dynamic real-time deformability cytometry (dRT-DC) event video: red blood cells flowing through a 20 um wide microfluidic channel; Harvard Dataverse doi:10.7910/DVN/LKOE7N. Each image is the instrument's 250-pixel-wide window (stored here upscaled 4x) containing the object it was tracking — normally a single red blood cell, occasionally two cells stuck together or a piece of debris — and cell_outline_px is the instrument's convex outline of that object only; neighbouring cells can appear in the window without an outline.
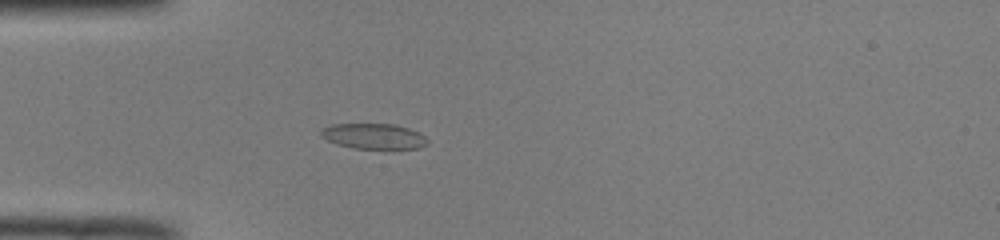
{"species": "common noctule bat (a hibernating species)", "species_latin": "Nyctalus noctula", "temperature_condition": "room temperature", "stored_images_in_passage": 52, "camera_frame_rate_fps": 3000, "um_per_image_px": 0.085, "animal": {"sex": "male", "body_mass_g": 19.0, "forearm_length_mm": 50.8}, "frame": {"image": 1, "passage_image": 16, "time_ms": 5.0, "image_size_px": [1000, 240], "cell_outline_px": [[428, 144], [420, 148], [352, 148], [336, 144], [320, 136], [320, 132], [324, 128], [332, 124], [396, 124], [408, 128], [424, 136], [428, 140]], "centroid_in_image_um": [31.76, 11.58], "position_along_channel_um": 53.2, "area_um2": 15.66}}
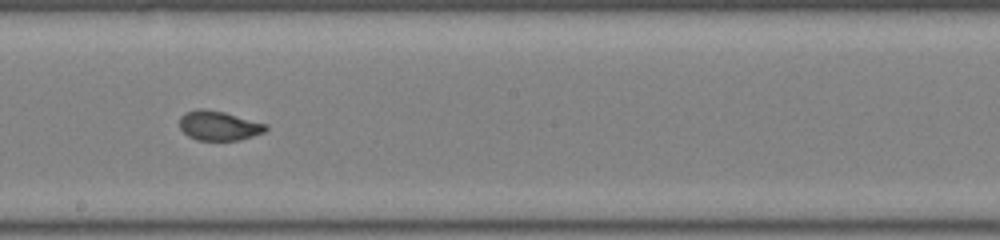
{"frame": {"image": 2, "passage_image": 30, "time_ms": 9.667, "image_size_px": [1000, 240], "cell_outline_px": [[268, 128], [264, 132], [240, 140], [196, 140], [188, 136], [180, 128], [180, 116], [184, 112], [196, 108], [204, 108], [224, 112], [268, 124]], "centroid_in_image_um": [18.58, 10.67], "position_along_channel_um": 229.6, "area_um2": 14.97}}
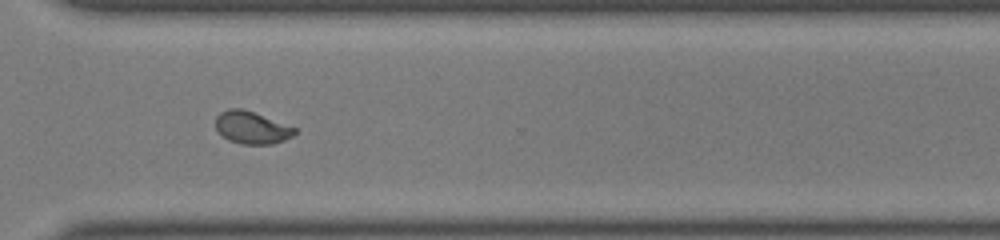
{"frame": {"image": 3, "passage_image": 39, "time_ms": 12.667, "image_size_px": [1000, 240], "cell_outline_px": [[296, 132], [292, 136], [284, 140], [272, 144], [240, 144], [228, 140], [216, 128], [216, 116], [220, 112], [228, 108], [244, 108], [296, 128]], "centroid_in_image_um": [21.38, 10.83], "position_along_channel_um": 349.2, "area_um2": 14.91}}